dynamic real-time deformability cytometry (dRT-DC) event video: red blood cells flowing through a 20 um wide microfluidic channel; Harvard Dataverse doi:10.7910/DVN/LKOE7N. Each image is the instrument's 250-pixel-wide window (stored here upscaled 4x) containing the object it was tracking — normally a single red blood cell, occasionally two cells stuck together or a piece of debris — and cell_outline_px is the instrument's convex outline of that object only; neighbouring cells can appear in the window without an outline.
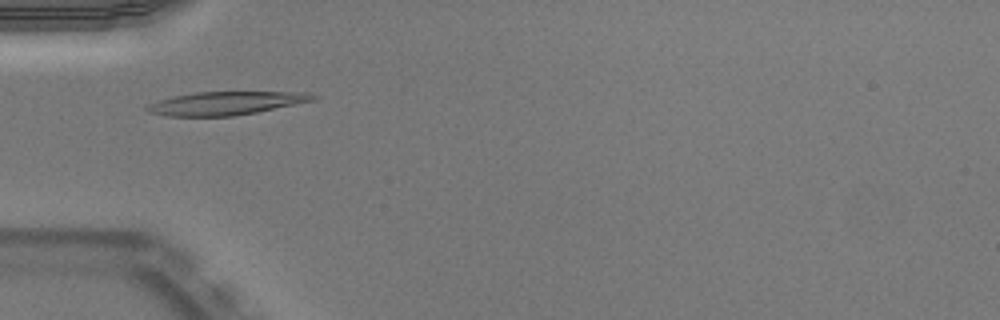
{"species": "Egyptian fruit bat (a non-hibernating species)", "species_latin": "Rousettus aegyptiacus", "temperature_condition": "warm", "stored_images_in_passage": 12, "camera_frame_rate_fps": 3000, "um_per_image_px": 0.085, "animal": {"sex": "male"}, "frame": {"image": 1, "passage_image": 3, "time_ms": 0.667, "image_size_px": [1000, 320], "cell_outline_px": [[316, 96], [312, 100], [256, 112], [232, 116], [168, 116], [148, 112], [144, 108], [148, 104], [160, 100], [176, 96], [196, 92], [308, 92]], "centroid_in_image_um": [19.14, 8.77], "position_along_channel_um": 65.9, "area_um2": 22.08}}